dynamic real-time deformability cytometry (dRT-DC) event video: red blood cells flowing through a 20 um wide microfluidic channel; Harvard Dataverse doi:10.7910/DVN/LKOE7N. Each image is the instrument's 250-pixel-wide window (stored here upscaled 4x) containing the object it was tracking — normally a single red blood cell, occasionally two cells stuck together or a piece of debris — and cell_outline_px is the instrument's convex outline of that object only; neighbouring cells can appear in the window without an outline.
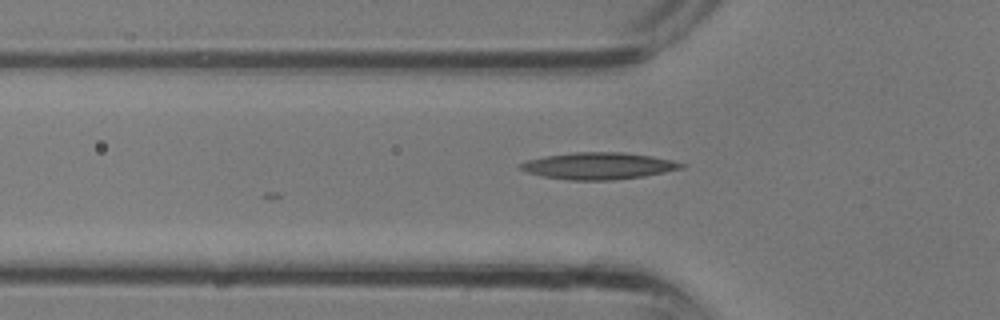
{"species": "common noctule bat (a hibernating species)", "species_latin": "Nyctalus noctula", "temperature_condition": "room temperature", "stored_images_in_passage": 2, "camera_frame_rate_fps": 3000, "um_per_image_px": 0.085, "animal": {"sex": "male", "body_mass_g": 13.3}, "frame": {"image": 1, "passage_image": 2, "time_ms": 0.333, "image_size_px": [1000, 320], "cell_outline_px": [[688, 164], [684, 168], [644, 176], [612, 180], [568, 180], [544, 176], [528, 172], [520, 168], [516, 164], [528, 160], [544, 156], [572, 152], [620, 152], [652, 156], [672, 160]], "centroid_in_image_um": [50.89, 14.09], "position_along_channel_um": 74.9, "area_um2": 25.14}}